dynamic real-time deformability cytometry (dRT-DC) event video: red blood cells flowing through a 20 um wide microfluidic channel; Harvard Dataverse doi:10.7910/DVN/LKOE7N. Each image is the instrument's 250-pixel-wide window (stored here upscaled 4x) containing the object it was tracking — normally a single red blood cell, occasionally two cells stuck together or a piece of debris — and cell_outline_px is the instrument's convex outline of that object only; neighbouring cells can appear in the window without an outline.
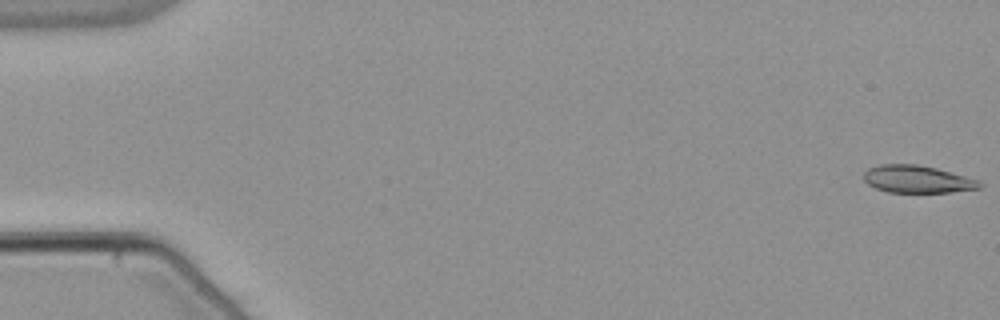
{"species": "common noctule bat (a hibernating species)", "species_latin": "Nyctalus noctula", "temperature_condition": "warm", "stored_images_in_passage": 54, "camera_frame_rate_fps": 3000, "um_per_image_px": 0.085, "animal": {"sex": "male", "body_mass_g": 21.5, "forearm_length_mm": 52.0}, "frame": {"image": 1, "passage_image": 1, "time_ms": 0.0, "image_size_px": [1000, 320], "cell_outline_px": [[984, 184], [980, 188], [948, 192], [888, 192], [876, 188], [868, 184], [864, 180], [864, 172], [868, 168], [880, 164], [916, 164], [936, 168], [964, 176], [976, 180]], "centroid_in_image_um": [77.93, 15.23], "position_along_channel_um": 7.1, "area_um2": 18.32}}
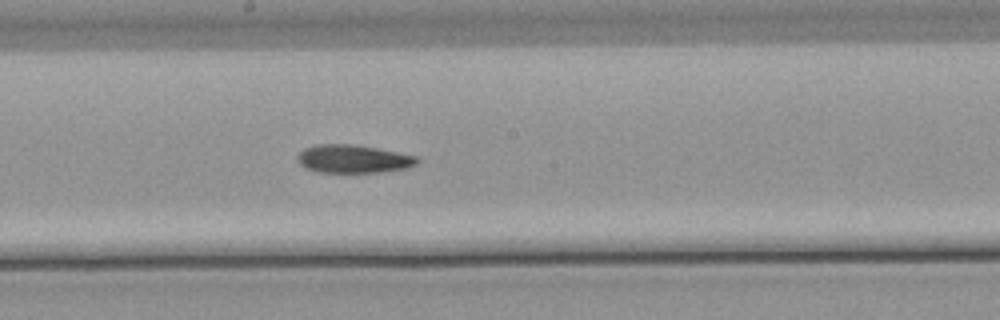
{"frame": {"image": 2, "passage_image": 30, "time_ms": 9.667, "image_size_px": [1000, 320], "cell_outline_px": [[420, 160], [416, 164], [404, 168], [380, 172], [316, 172], [300, 164], [296, 160], [296, 156], [304, 148], [316, 144], [352, 144], [376, 148], [416, 156]], "centroid_in_image_um": [29.98, 13.5], "position_along_channel_um": 218.2, "area_um2": 19.48}}
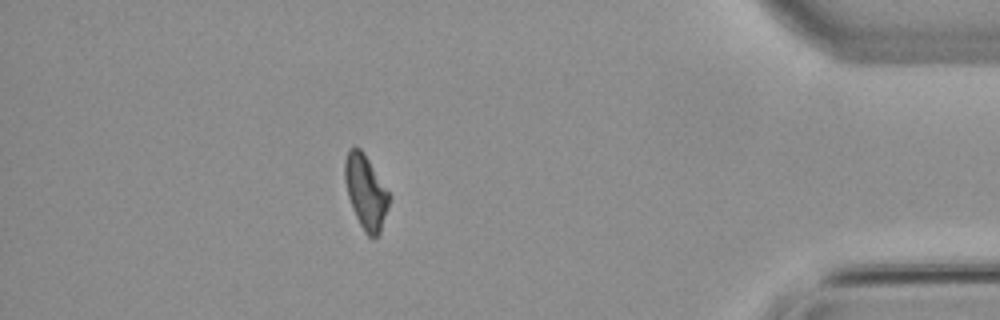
{"frame": {"image": 3, "passage_image": 48, "time_ms": 15.667, "image_size_px": [1000, 320], "cell_outline_px": [[388, 208], [380, 232], [372, 240], [364, 232], [352, 208], [348, 196], [344, 180], [344, 160], [348, 148], [356, 144], [364, 152], [388, 192]], "centroid_in_image_um": [31.05, 16.28], "position_along_channel_um": 404.2, "area_um2": 19.07}, "authors_computed_cell_mechanics": {"area_um2": 19.5364, "velocity_mm_per_s": 3.8473, "shape_relaxation_time_tau1_ms": 10.3073, "shape_relaxation_time_tau2_ms": null, "deformation_change_tau1": 0.2284, "deformation_change_tau2": null}}